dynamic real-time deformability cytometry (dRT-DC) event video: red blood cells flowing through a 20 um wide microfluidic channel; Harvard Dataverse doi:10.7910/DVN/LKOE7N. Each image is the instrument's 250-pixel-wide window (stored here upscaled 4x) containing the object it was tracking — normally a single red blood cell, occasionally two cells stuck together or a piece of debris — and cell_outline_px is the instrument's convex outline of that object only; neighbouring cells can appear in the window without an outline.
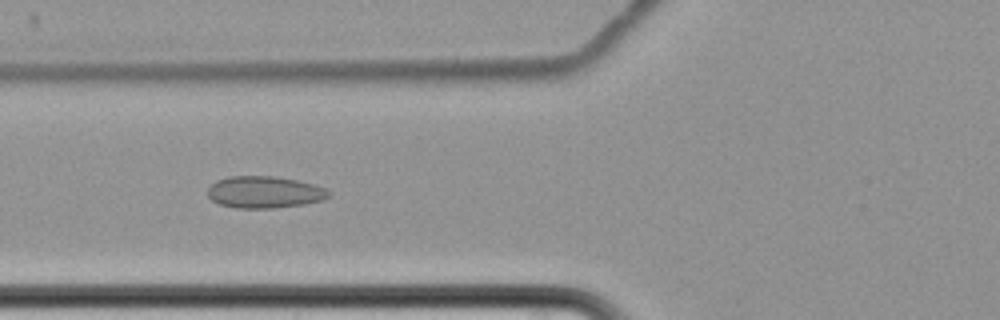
{"species": "common noctule bat (a hibernating species)", "species_latin": "Nyctalus noctula", "temperature_condition": "cold", "stored_images_in_passage": 8, "camera_frame_rate_fps": 3000, "um_per_image_px": 0.085, "animal": {"sex": "female", "body_mass_g": 22.7, "forearm_length_mm": 54.2}, "frame": {"image": 1, "passage_image": 8, "time_ms": 8.333, "image_size_px": [1000, 320], "cell_outline_px": [[328, 196], [324, 200], [304, 204], [272, 208], [236, 208], [220, 204], [212, 200], [208, 196], [208, 188], [216, 180], [228, 176], [276, 176], [296, 180], [312, 184], [324, 188], [328, 192]], "centroid_in_image_um": [22.44, 16.33], "position_along_channel_um": 103.4, "area_um2": 22.37}}